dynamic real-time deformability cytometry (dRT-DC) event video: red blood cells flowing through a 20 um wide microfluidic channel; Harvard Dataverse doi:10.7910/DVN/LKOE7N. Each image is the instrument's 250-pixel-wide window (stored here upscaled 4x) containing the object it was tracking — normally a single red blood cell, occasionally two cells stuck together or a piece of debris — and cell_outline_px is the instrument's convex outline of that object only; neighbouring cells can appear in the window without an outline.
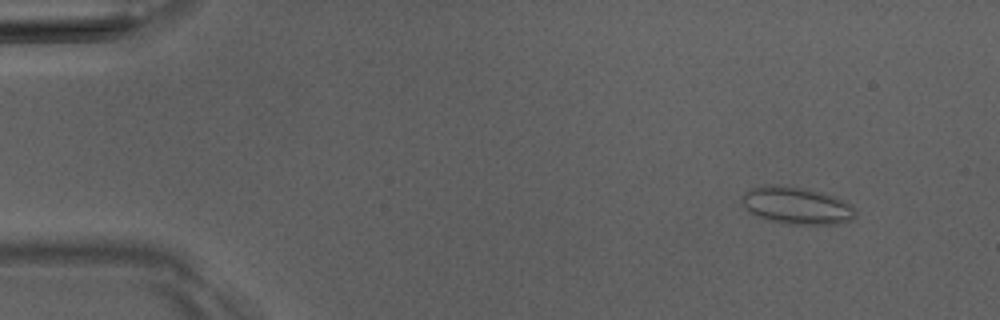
{"species": "Egyptian fruit bat (a non-hibernating species)", "species_latin": "Rousettus aegyptiacus", "temperature_condition": "room temperature", "stored_images_in_passage": 4, "camera_frame_rate_fps": 3000, "um_per_image_px": 0.085, "animal": {"sex": "male"}, "frame": {"image": 1, "passage_image": 4, "time_ms": 4.333, "image_size_px": [1000, 320], "cell_outline_px": [[856, 212], [852, 220], [840, 224], [784, 224], [768, 220], [748, 212], [744, 208], [740, 200], [740, 196], [748, 188], [800, 188], [824, 192], [844, 200], [852, 204], [856, 208]], "centroid_in_image_um": [67.76, 17.52], "position_along_channel_um": 17.2, "area_um2": 24.33}}